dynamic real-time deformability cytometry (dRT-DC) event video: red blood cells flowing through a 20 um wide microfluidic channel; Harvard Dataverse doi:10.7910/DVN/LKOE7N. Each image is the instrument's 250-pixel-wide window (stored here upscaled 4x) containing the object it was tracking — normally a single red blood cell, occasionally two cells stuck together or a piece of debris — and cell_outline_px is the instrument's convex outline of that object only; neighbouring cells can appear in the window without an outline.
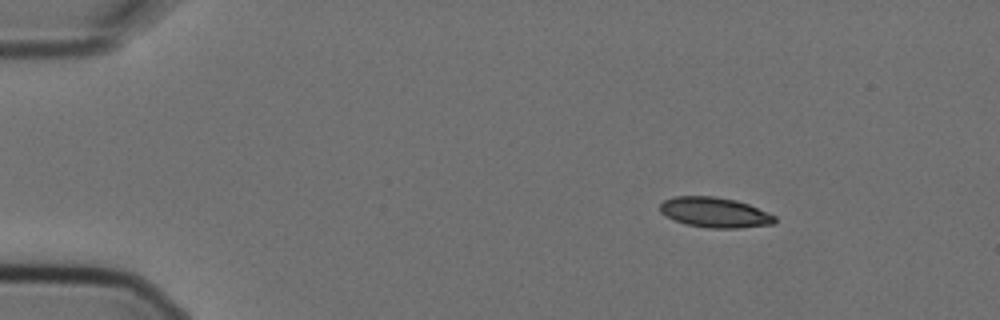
{"species": "Egyptian fruit bat (a non-hibernating species)", "species_latin": "Rousettus aegyptiacus", "temperature_condition": "cold", "stored_images_in_passage": 4, "camera_frame_rate_fps": 3000, "um_per_image_px": 0.085, "animal": {"sex": "female"}, "frame": {"image": 1, "passage_image": 1, "time_ms": 0.0, "image_size_px": [1000, 320], "cell_outline_px": [[776, 224], [740, 228], [708, 228], [688, 224], [676, 220], [660, 212], [660, 204], [664, 200], [676, 196], [716, 196], [736, 200], [748, 204], [768, 212], [776, 216]], "centroid_in_image_um": [60.81, 18.05], "position_along_channel_um": 24.2, "area_um2": 20.17}}
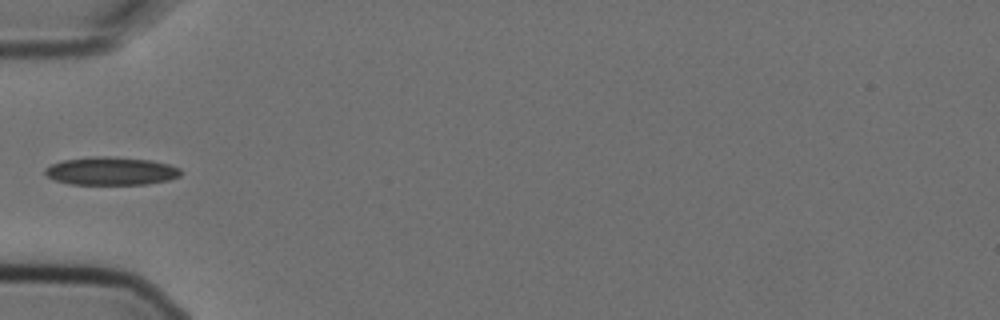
{"frame": {"image": 2, "passage_image": 4, "time_ms": 1.0, "image_size_px": [1000, 320], "cell_outline_px": [[180, 176], [168, 180], [148, 184], [68, 184], [56, 180], [48, 176], [44, 172], [44, 168], [52, 164], [64, 160], [92, 156], [112, 156], [152, 160], [168, 164], [180, 168]], "centroid_in_image_um": [9.44, 14.53], "position_along_channel_um": 75.6, "area_um2": 22.25}}